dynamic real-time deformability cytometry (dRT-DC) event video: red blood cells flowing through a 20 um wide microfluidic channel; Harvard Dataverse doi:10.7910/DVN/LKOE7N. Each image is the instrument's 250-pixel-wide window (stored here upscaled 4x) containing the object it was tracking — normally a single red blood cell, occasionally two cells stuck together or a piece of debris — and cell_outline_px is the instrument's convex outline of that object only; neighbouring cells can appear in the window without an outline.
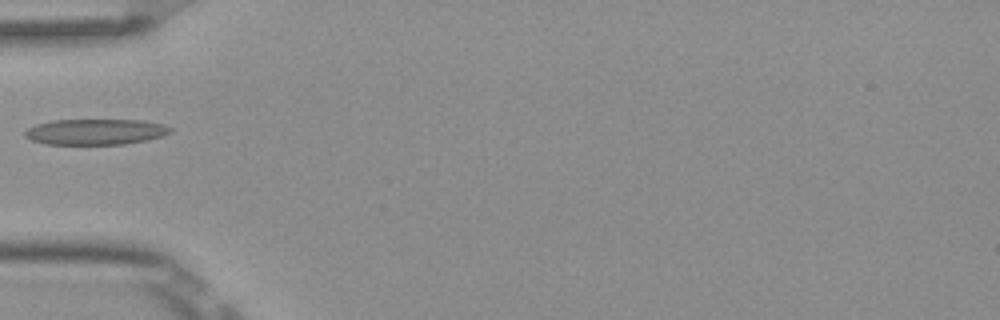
{"species": "Egyptian fruit bat (a non-hibernating species)", "species_latin": "Rousettus aegyptiacus", "temperature_condition": "room temperature", "stored_images_in_passage": 1, "camera_frame_rate_fps": 3000, "um_per_image_px": 0.085, "frame": {"image": 1, "passage_image": 1, "time_ms": 0.0, "image_size_px": [1000, 320], "cell_outline_px": [[172, 132], [160, 136], [144, 140], [124, 144], [44, 144], [32, 140], [24, 136], [24, 132], [28, 128], [36, 124], [52, 120], [144, 120], [164, 124], [172, 128]], "centroid_in_image_um": [8.1, 11.19], "position_along_channel_um": 76.9, "area_um2": 21.79}}